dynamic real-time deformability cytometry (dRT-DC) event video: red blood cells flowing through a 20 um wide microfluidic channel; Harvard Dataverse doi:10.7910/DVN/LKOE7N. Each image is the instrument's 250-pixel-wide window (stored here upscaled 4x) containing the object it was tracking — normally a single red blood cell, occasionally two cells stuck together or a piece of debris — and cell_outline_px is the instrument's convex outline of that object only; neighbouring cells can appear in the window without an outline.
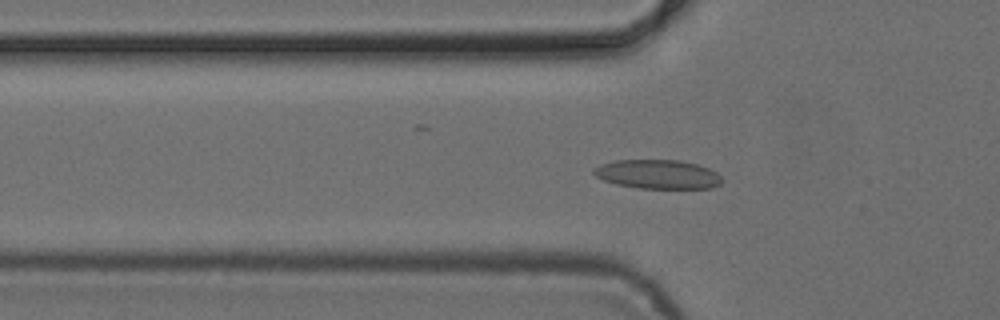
{"species": "common noctule bat (a hibernating species)", "species_latin": "Nyctalus noctula", "temperature_condition": "cold", "stored_images_in_passage": 25, "camera_frame_rate_fps": 3000, "um_per_image_px": 0.085, "animal": {"sex": "female", "body_mass_g": 24.6, "forearm_length_mm": 56.2}, "frame": {"image": 1, "passage_image": 18, "time_ms": 5.667, "image_size_px": [1000, 320], "cell_outline_px": [[720, 184], [712, 188], [636, 188], [616, 184], [604, 180], [596, 176], [592, 172], [592, 168], [600, 164], [616, 160], [680, 160], [696, 164], [708, 168], [716, 172], [720, 176]], "centroid_in_image_um": [55.87, 14.81], "position_along_channel_um": 69.9, "area_um2": 21.68}}
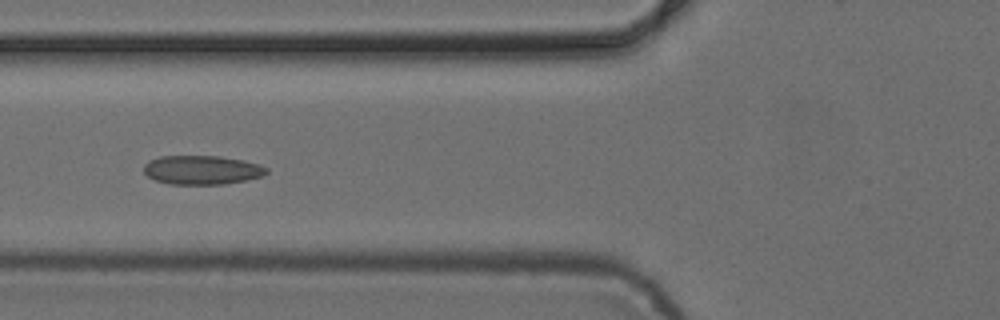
{"frame": {"image": 2, "passage_image": 21, "time_ms": 6.667, "image_size_px": [1000, 320], "cell_outline_px": [[268, 172], [264, 176], [224, 184], [168, 184], [156, 180], [148, 176], [144, 172], [144, 164], [148, 160], [160, 156], [220, 156], [244, 160], [260, 164], [268, 168]], "centroid_in_image_um": [17.18, 14.44], "position_along_channel_um": 108.6, "area_um2": 20.87}}
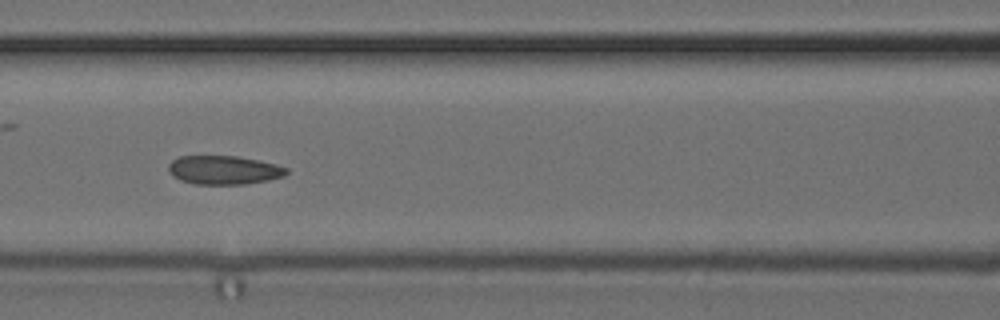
{"frame": {"image": 3, "passage_image": 24, "time_ms": 7.667, "image_size_px": [1000, 320], "cell_outline_px": [[288, 172], [284, 176], [268, 180], [248, 184], [196, 184], [180, 180], [172, 176], [168, 172], [168, 164], [172, 160], [180, 156], [236, 156], [260, 160], [276, 164], [288, 168]], "centroid_in_image_um": [19.03, 14.45], "position_along_channel_um": 147.6, "area_um2": 19.94}}